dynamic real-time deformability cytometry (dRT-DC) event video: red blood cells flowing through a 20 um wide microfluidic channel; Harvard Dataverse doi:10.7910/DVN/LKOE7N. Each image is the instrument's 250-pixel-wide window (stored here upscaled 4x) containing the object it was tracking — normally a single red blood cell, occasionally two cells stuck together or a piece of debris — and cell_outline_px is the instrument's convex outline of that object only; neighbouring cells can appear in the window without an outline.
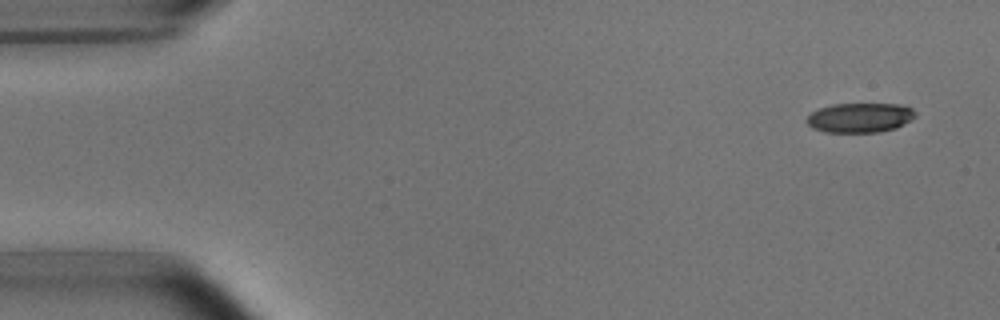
{"species": "common noctule bat (a hibernating species)", "species_latin": "Nyctalus noctula", "temperature_condition": "room temperature", "stored_images_in_passage": 4, "camera_frame_rate_fps": 3000, "um_per_image_px": 0.085, "animal": {"sex": "male", "body_mass_g": 15.6}, "frame": {"image": 1, "passage_image": 1, "time_ms": 0.0, "image_size_px": [1000, 320], "cell_outline_px": [[916, 116], [896, 128], [880, 132], [824, 132], [812, 128], [804, 120], [812, 112], [820, 108], [832, 104], [900, 104], [912, 108], [916, 112]], "centroid_in_image_um": [73.08, 10.0], "position_along_channel_um": 11.9, "area_um2": 18.79}}
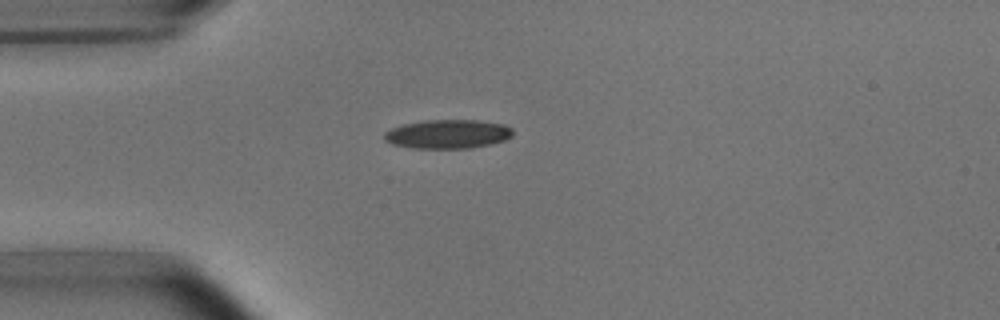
{"frame": {"image": 2, "passage_image": 4, "time_ms": 3.667, "image_size_px": [1000, 320], "cell_outline_px": [[512, 136], [504, 140], [488, 144], [468, 148], [412, 148], [392, 144], [384, 140], [384, 132], [392, 128], [404, 124], [424, 120], [476, 120], [500, 124], [512, 128]], "centroid_in_image_um": [38.01, 11.39], "position_along_channel_um": 47.0, "area_um2": 21.44}}